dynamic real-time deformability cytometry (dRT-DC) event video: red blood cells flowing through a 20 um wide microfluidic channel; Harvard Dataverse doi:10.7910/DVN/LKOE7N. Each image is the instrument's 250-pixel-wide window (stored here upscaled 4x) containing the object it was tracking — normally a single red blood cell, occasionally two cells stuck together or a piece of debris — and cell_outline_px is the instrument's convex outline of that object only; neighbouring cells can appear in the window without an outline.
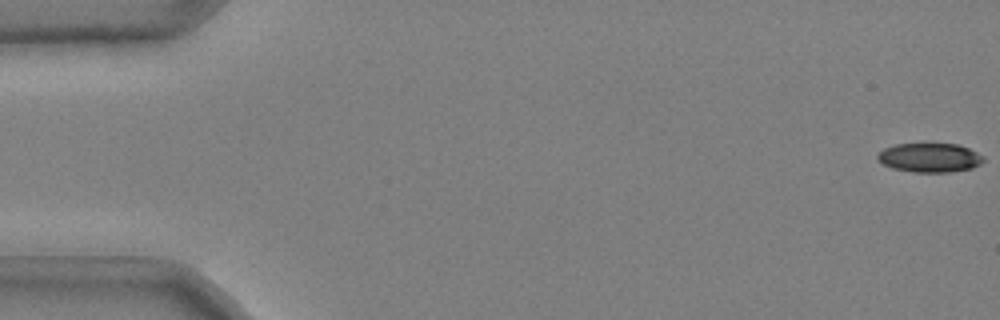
{"species": "common noctule bat (a hibernating species)", "species_latin": "Nyctalus noctula", "temperature_condition": "cold", "stored_images_in_passage": 51, "camera_frame_rate_fps": 3000, "um_per_image_px": 0.085, "animal": {"sex": "male", "body_mass_g": 20.4}, "frame": {"image": 1, "passage_image": 1, "time_ms": 0.0, "image_size_px": [1000, 320], "cell_outline_px": [[984, 160], [980, 164], [972, 168], [948, 172], [912, 172], [892, 168], [884, 164], [876, 156], [884, 148], [896, 144], [956, 144], [968, 148], [984, 156]], "centroid_in_image_um": [79.03, 13.4], "position_along_channel_um": 6.0, "area_um2": 17.8}}
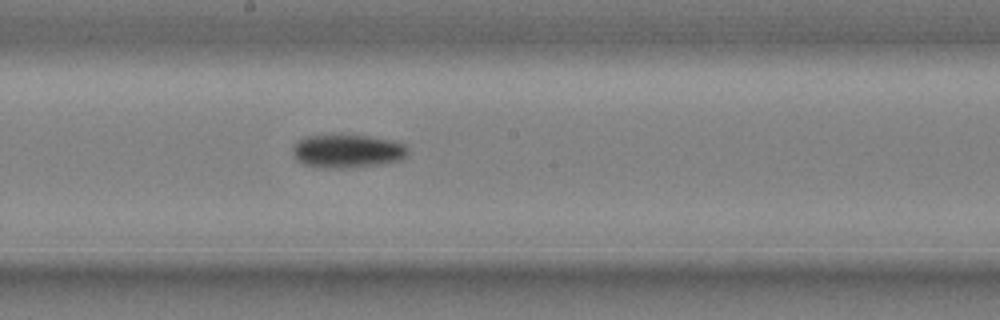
{"frame": {"image": 2, "passage_image": 30, "time_ms": 9.667, "image_size_px": [1000, 320], "cell_outline_px": [[408, 156], [404, 160], [384, 164], [352, 168], [324, 168], [304, 164], [296, 160], [292, 152], [292, 148], [304, 136], [368, 136], [396, 140], [404, 144], [408, 148]], "centroid_in_image_um": [29.61, 12.87], "position_along_channel_um": 218.6, "area_um2": 22.66}}
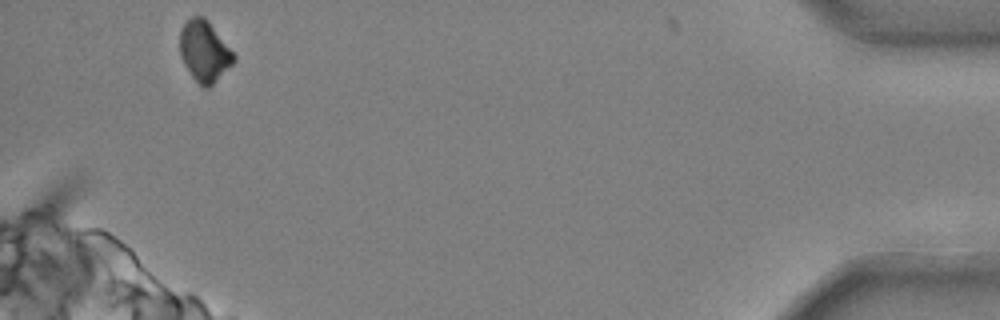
{"frame": {"image": 3, "passage_image": 51, "time_ms": 16.667, "image_size_px": [1000, 320], "cell_outline_px": [[236, 60], [208, 88], [204, 88], [192, 76], [184, 64], [180, 56], [180, 28], [192, 16], [204, 16], [208, 20], [236, 56]], "centroid_in_image_um": [17.36, 4.34], "position_along_channel_um": 417.8, "area_um2": 18.9}}